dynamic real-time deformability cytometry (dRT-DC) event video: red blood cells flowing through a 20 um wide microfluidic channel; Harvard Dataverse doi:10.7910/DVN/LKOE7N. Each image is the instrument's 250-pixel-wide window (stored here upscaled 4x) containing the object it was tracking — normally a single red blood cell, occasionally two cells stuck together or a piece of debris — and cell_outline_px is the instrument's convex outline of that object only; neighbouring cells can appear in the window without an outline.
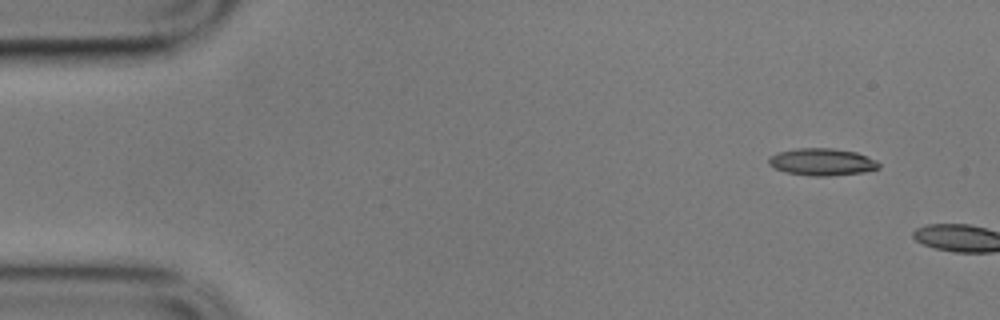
{"species": "common noctule bat (a hibernating species)", "species_latin": "Nyctalus noctula", "temperature_condition": "cold", "stored_images_in_passage": 2, "camera_frame_rate_fps": 3000, "um_per_image_px": 0.085, "animal": {"sex": "male", "body_mass_g": 17.9}, "frame": {"image": 1, "passage_image": 1, "time_ms": 0.0, "image_size_px": [1000, 320], "cell_outline_px": [[880, 168], [864, 172], [828, 176], [812, 176], [788, 172], [776, 168], [768, 164], [768, 156], [776, 152], [796, 148], [832, 148], [856, 152], [876, 160], [880, 164]], "centroid_in_image_um": [69.86, 13.75], "position_along_channel_um": 15.1, "area_um2": 17.46}}